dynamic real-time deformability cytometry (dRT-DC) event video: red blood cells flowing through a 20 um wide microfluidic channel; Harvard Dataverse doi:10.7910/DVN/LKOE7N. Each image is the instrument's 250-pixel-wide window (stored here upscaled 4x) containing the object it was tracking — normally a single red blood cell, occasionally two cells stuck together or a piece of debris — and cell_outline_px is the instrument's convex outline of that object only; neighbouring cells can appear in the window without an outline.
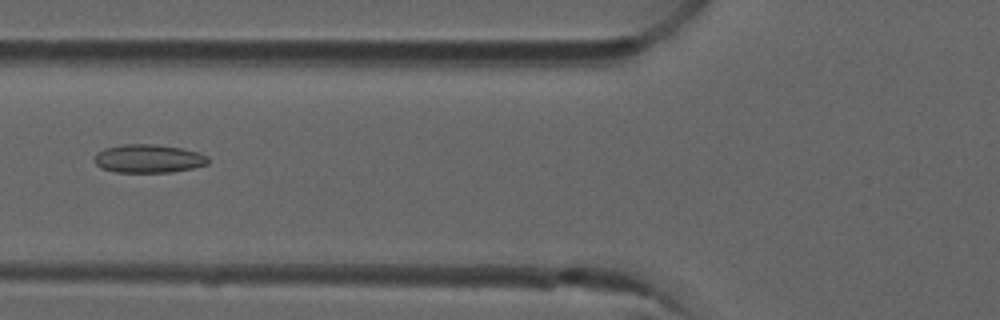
{"species": "common noctule bat (a hibernating species)", "species_latin": "Nyctalus noctula", "temperature_condition": "room temperature", "stored_images_in_passage": 7, "camera_frame_rate_fps": 3000, "um_per_image_px": 0.085, "animal": {"sex": "male", "forearm_length_mm": 52.5}, "frame": {"image": 1, "passage_image": 5, "time_ms": 1.333, "image_size_px": [1000, 320], "cell_outline_px": [[208, 164], [192, 168], [172, 172], [116, 172], [100, 168], [92, 160], [104, 148], [120, 144], [156, 144], [180, 148], [200, 152], [208, 156]], "centroid_in_image_um": [12.62, 13.48], "position_along_channel_um": 113.2, "area_um2": 18.9}}
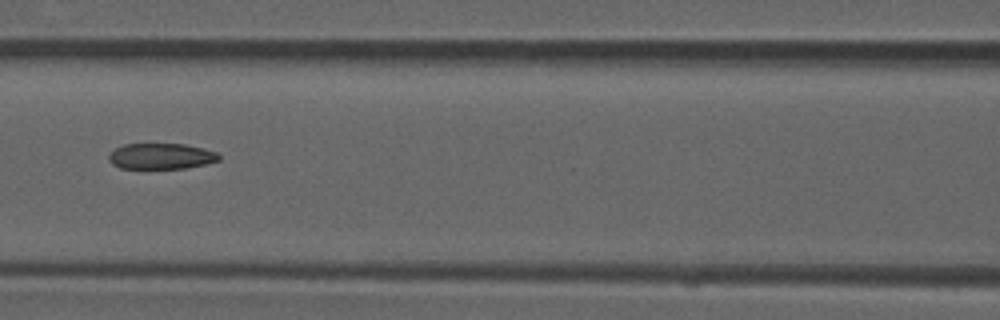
{"frame": {"image": 2, "passage_image": 6, "time_ms": 1.667, "image_size_px": [1000, 320], "cell_outline_px": [[220, 160], [188, 168], [120, 168], [112, 164], [108, 160], [108, 156], [116, 148], [124, 144], [184, 144], [204, 148], [216, 152], [220, 156]], "centroid_in_image_um": [13.7, 13.28], "position_along_channel_um": 152.9, "area_um2": 16.53}}
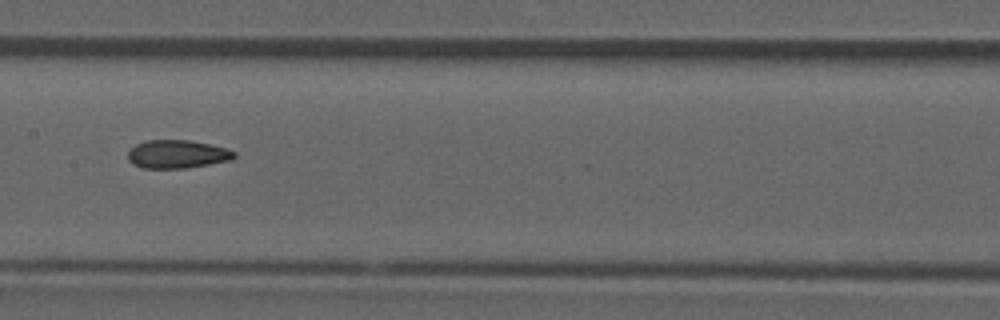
{"frame": {"image": 3, "passage_image": 7, "time_ms": 2.0, "image_size_px": [1000, 320], "cell_outline_px": [[236, 156], [232, 160], [184, 168], [144, 168], [132, 164], [128, 160], [128, 152], [136, 144], [144, 140], [192, 140], [228, 148], [236, 152]], "centroid_in_image_um": [15.08, 13.09], "position_along_channel_um": 192.3, "area_um2": 17.63}}